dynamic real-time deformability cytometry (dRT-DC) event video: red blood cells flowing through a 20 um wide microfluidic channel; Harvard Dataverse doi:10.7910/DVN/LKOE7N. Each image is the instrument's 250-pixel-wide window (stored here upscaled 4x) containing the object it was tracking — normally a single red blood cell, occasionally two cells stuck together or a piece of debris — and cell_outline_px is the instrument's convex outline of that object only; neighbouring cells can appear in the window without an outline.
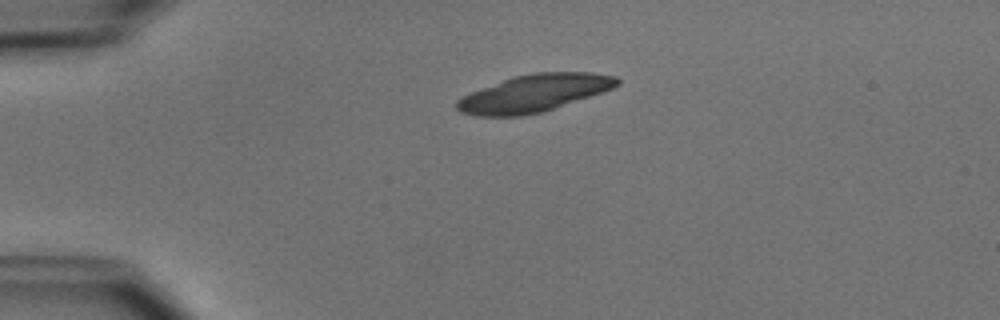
{"species": "common noctule bat (a hibernating species)", "species_latin": "Nyctalus noctula", "temperature_condition": "cold", "stored_images_in_passage": 2, "camera_frame_rate_fps": 3000, "um_per_image_px": 0.085, "animal": {"sex": "male", "body_mass_g": 15.6}, "frame": {"image": 1, "passage_image": 1, "time_ms": 0.0, "image_size_px": [1000, 320], "cell_outline_px": [[620, 84], [612, 88], [544, 112], [520, 116], [476, 116], [460, 112], [456, 108], [456, 100], [460, 96], [512, 76], [532, 72], [592, 72], [616, 76], [620, 80]], "centroid_in_image_um": [45.36, 7.92], "position_along_channel_um": 39.6, "area_um2": 34.97}}